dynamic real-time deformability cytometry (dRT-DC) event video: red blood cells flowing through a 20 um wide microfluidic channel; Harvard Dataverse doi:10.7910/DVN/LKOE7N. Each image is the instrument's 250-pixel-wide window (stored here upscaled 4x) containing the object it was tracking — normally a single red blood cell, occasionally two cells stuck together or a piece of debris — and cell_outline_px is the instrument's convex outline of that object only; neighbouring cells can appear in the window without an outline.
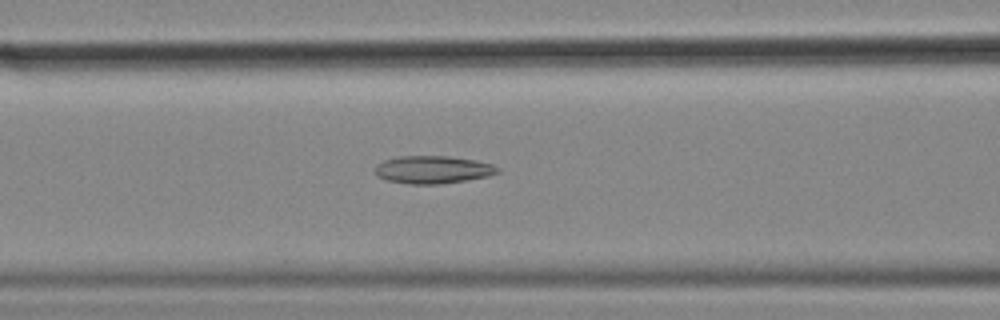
{"species": "common noctule bat (a hibernating species)", "species_latin": "Nyctalus noctula", "temperature_condition": "cold", "stored_images_in_passage": 40, "camera_frame_rate_fps": 3000, "um_per_image_px": 0.085, "animal": {"sex": "female", "body_mass_g": 18.4}, "frame": {"image": 1, "passage_image": 7, "time_ms": 2.0, "image_size_px": [1000, 320], "cell_outline_px": [[500, 172], [488, 176], [440, 184], [412, 184], [388, 180], [380, 176], [376, 172], [376, 168], [384, 160], [400, 156], [448, 156], [476, 160], [492, 164], [500, 168]], "centroid_in_image_um": [36.86, 14.41], "position_along_channel_um": 129.7, "area_um2": 19.48}}
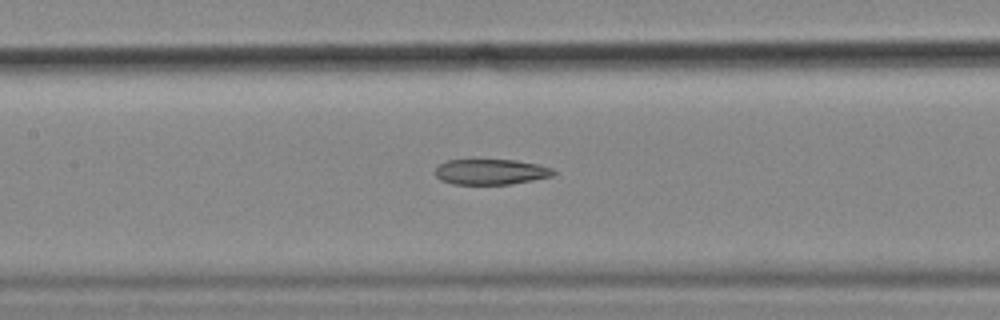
{"frame": {"image": 2, "passage_image": 10, "time_ms": 3.0, "image_size_px": [1000, 320], "cell_outline_px": [[556, 172], [552, 176], [512, 184], [452, 184], [440, 180], [436, 176], [436, 168], [440, 164], [448, 160], [516, 160], [540, 164], [552, 168]], "centroid_in_image_um": [41.74, 14.61], "position_along_channel_um": 165.7, "area_um2": 17.57}}
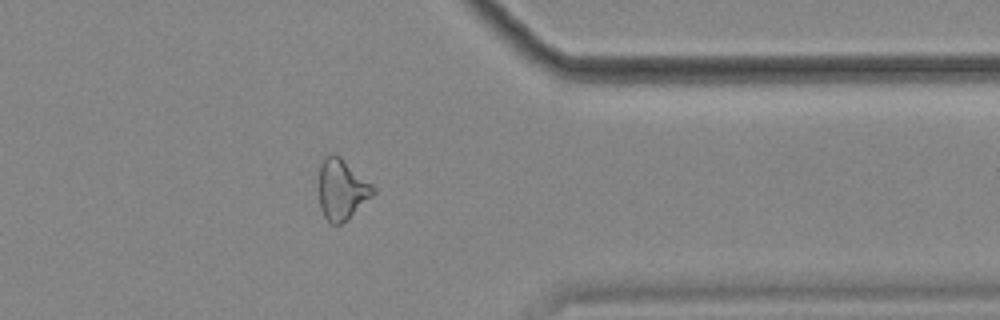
{"frame": {"image": 3, "passage_image": 29, "time_ms": 9.333, "image_size_px": [1000, 320], "cell_outline_px": [[376, 192], [348, 220], [340, 224], [332, 224], [324, 216], [320, 208], [316, 188], [320, 164], [324, 156], [332, 152], [340, 156], [372, 184], [376, 188]], "centroid_in_image_um": [29.0, 16.08], "position_along_channel_um": 382.4, "area_um2": 19.83}, "authors_computed_cell_mechanics": {"area_um2": 19.1318, "velocity_mm_per_s": 3.5927, "shape_relaxation_time_tau1_ms": null, "shape_relaxation_time_tau2_ms": 3.9685, "deformation_change_tau1": null, "deformation_change_tau2": 0.1359}}